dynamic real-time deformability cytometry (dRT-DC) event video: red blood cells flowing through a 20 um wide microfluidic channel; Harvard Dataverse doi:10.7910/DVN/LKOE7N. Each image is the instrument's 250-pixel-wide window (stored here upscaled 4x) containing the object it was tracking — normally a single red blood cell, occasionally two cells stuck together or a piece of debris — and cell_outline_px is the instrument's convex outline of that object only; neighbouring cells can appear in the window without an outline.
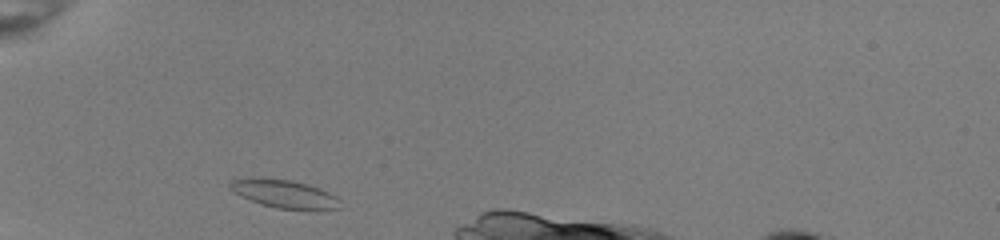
{"species": "common noctule bat (a hibernating species)", "species_latin": "Nyctalus noctula", "temperature_condition": "room temperature", "stored_images_in_passage": 31, "camera_frame_rate_fps": 3000, "um_per_image_px": 0.085, "animal": {"sex": "female", "body_mass_g": 22.0, "forearm_length_mm": 56.7}, "frame": {"image": 1, "passage_image": 1, "time_ms": 0.0, "image_size_px": [1000, 240], "cell_outline_px": [[340, 208], [276, 208], [240, 196], [228, 184], [232, 180], [292, 180], [328, 192], [336, 196], [340, 200]], "centroid_in_image_um": [24.22, 16.5], "position_along_channel_um": 60.8, "area_um2": 16.59}}
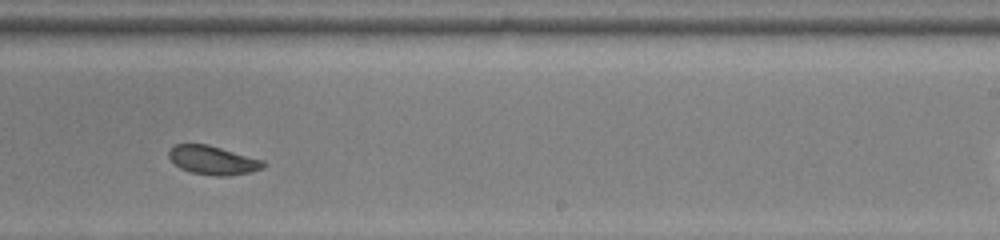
{"frame": {"image": 2, "passage_image": 18, "time_ms": 5.667, "image_size_px": [1000, 240], "cell_outline_px": [[268, 164], [264, 168], [248, 172], [228, 176], [216, 176], [192, 172], [180, 168], [168, 156], [168, 152], [176, 144], [208, 144], [264, 160]], "centroid_in_image_um": [18.14, 13.61], "position_along_channel_um": 270.9, "area_um2": 15.78}}
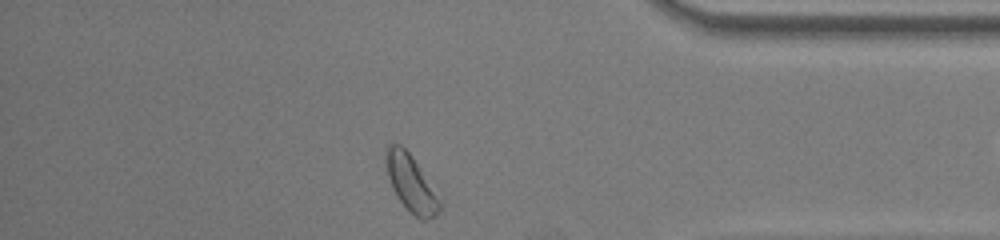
{"frame": {"image": 3, "passage_image": 29, "time_ms": 9.333, "image_size_px": [1000, 240], "cell_outline_px": [[440, 208], [436, 216], [424, 220], [420, 220], [400, 200], [392, 188], [388, 176], [388, 148], [392, 144], [400, 144], [412, 156], [440, 204]], "centroid_in_image_um": [34.93, 15.62], "position_along_channel_um": 400.3, "area_um2": 16.24}}